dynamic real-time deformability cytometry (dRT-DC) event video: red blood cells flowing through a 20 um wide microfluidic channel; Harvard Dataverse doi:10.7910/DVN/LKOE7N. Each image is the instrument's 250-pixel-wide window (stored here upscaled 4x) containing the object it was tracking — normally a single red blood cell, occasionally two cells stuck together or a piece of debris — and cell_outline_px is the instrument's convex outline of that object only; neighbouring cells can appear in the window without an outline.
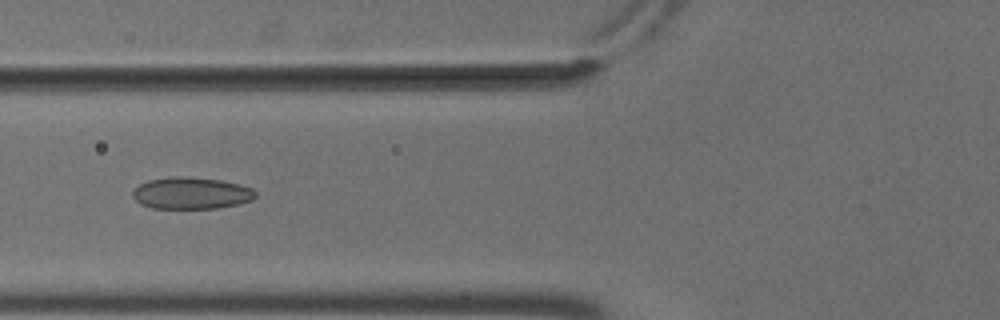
{"species": "common noctule bat (a hibernating species)", "species_latin": "Nyctalus noctula", "temperature_condition": "cold", "stored_images_in_passage": 7, "camera_frame_rate_fps": 3000, "um_per_image_px": 0.085, "animal": {"sex": "male", "body_mass_g": 18.8}, "frame": {"image": 1, "passage_image": 5, "time_ms": 1.333, "image_size_px": [1000, 320], "cell_outline_px": [[256, 196], [252, 200], [240, 204], [216, 208], [152, 208], [140, 204], [132, 196], [132, 192], [140, 184], [148, 180], [172, 176], [188, 176], [220, 180], [240, 184], [252, 188], [256, 192]], "centroid_in_image_um": [16.27, 16.41], "position_along_channel_um": 109.5, "area_um2": 22.89}}
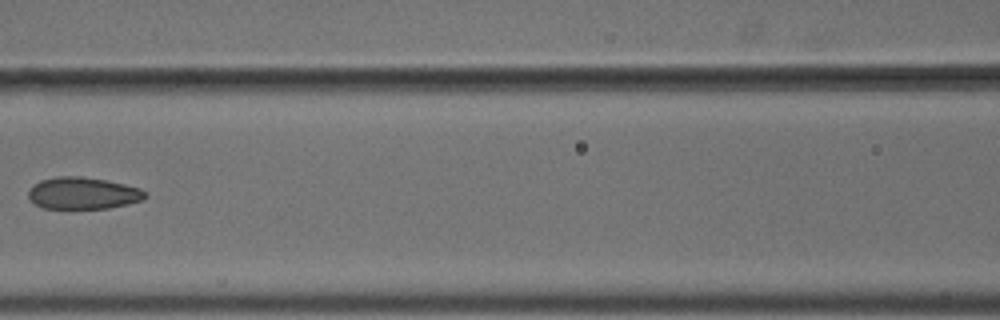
{"frame": {"image": 2, "passage_image": 6, "time_ms": 1.667, "image_size_px": [1000, 320], "cell_outline_px": [[148, 196], [144, 200], [128, 204], [108, 208], [44, 208], [36, 204], [28, 196], [28, 192], [40, 180], [56, 176], [76, 176], [104, 180], [124, 184], [140, 188]], "centroid_in_image_um": [7.08, 16.42], "position_along_channel_um": 159.5, "area_um2": 21.44}}
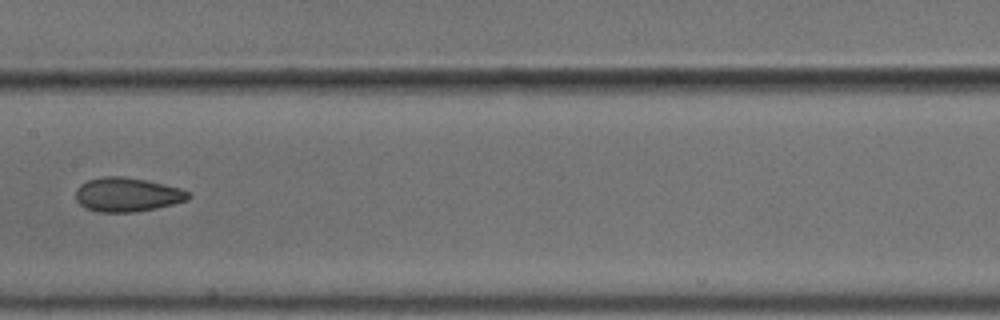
{"frame": {"image": 3, "passage_image": 7, "time_ms": 2.0, "image_size_px": [1000, 320], "cell_outline_px": [[192, 196], [188, 200], [156, 208], [132, 212], [100, 212], [84, 208], [76, 200], [76, 188], [80, 184], [88, 180], [100, 176], [120, 176], [148, 180], [180, 188], [188, 192]], "centroid_in_image_um": [10.79, 16.53], "position_along_channel_um": 196.6, "area_um2": 22.48}}